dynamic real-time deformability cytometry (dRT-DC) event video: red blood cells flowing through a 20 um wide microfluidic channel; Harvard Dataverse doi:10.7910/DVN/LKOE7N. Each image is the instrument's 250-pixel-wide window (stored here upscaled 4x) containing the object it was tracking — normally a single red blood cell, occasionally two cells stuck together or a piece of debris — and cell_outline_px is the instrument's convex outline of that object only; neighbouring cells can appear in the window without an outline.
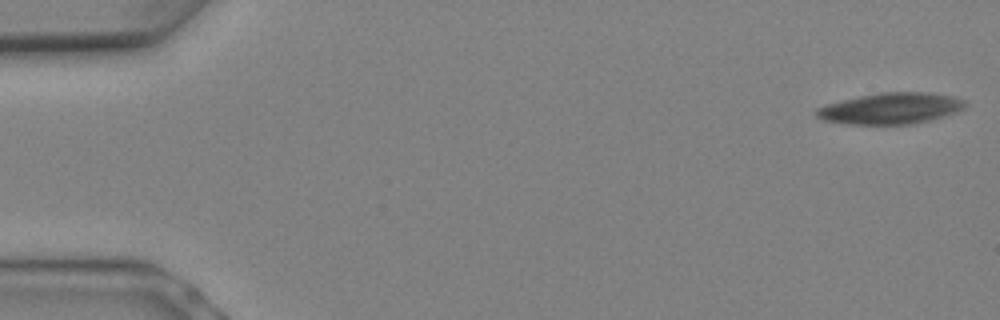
{"species": "Egyptian fruit bat (a non-hibernating species)", "species_latin": "Rousettus aegyptiacus", "temperature_condition": "warm", "stored_images_in_passage": 7, "camera_frame_rate_fps": 3000, "um_per_image_px": 0.085, "animal": {"sex": "female"}, "frame": {"image": 1, "passage_image": 1, "time_ms": 0.0, "image_size_px": [1000, 320], "cell_outline_px": [[968, 104], [964, 108], [956, 112], [944, 116], [912, 124], [844, 124], [820, 120], [812, 112], [816, 108], [824, 104], [860, 96], [880, 92], [924, 92], [952, 96], [964, 100]], "centroid_in_image_um": [75.64, 9.22], "position_along_channel_um": 9.4, "area_um2": 27.22}}
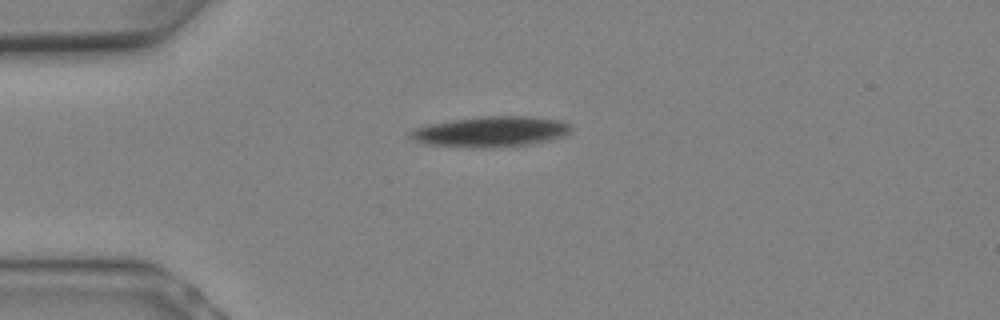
{"frame": {"image": 2, "passage_image": 6, "time_ms": 1.667, "image_size_px": [1000, 320], "cell_outline_px": [[572, 132], [564, 136], [532, 144], [496, 148], [468, 148], [424, 144], [412, 140], [408, 136], [408, 132], [412, 128], [428, 124], [452, 120], [480, 116], [528, 116], [560, 120], [572, 124]], "centroid_in_image_um": [41.69, 11.2], "position_along_channel_um": 43.3, "area_um2": 29.3}}